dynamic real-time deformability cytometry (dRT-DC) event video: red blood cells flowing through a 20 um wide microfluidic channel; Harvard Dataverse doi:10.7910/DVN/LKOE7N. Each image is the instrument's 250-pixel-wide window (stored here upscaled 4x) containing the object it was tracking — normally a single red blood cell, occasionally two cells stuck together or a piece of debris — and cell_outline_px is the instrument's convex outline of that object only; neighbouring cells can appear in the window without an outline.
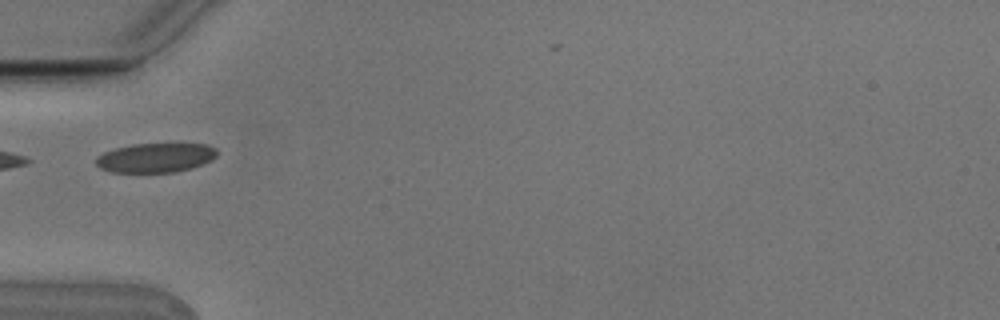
{"species": "Egyptian fruit bat (a non-hibernating species)", "species_latin": "Rousettus aegyptiacus", "temperature_condition": "cold", "stored_images_in_passage": 5, "camera_frame_rate_fps": 3000, "um_per_image_px": 0.085, "animal": {"sex": "male"}, "frame": {"image": 1, "passage_image": 2, "time_ms": 0.333, "image_size_px": [1000, 320], "cell_outline_px": [[216, 156], [212, 160], [192, 168], [176, 172], [112, 172], [100, 168], [96, 164], [96, 156], [104, 152], [116, 148], [132, 144], [208, 144], [216, 148]], "centroid_in_image_um": [13.23, 13.41], "position_along_channel_um": 71.8, "area_um2": 20.69}}
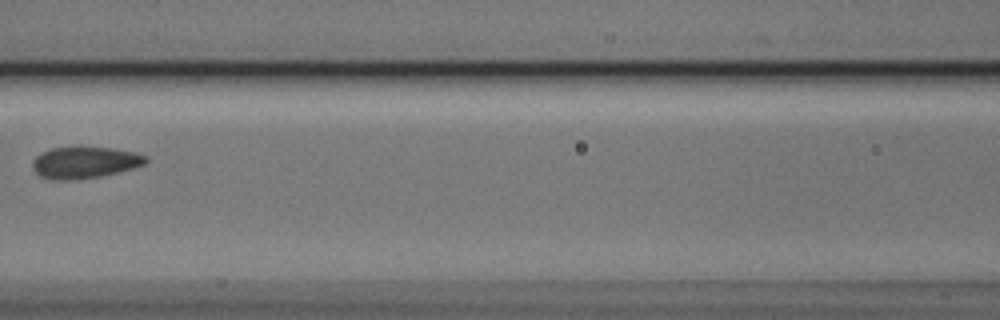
{"frame": {"image": 2, "passage_image": 4, "time_ms": 1.0, "image_size_px": [1000, 320], "cell_outline_px": [[148, 160], [144, 164], [132, 168], [100, 176], [76, 180], [52, 180], [40, 176], [32, 168], [32, 160], [36, 156], [52, 148], [80, 144], [112, 148], [136, 152], [148, 156]], "centroid_in_image_um": [7.19, 13.77], "position_along_channel_um": 159.4, "area_um2": 21.5}}
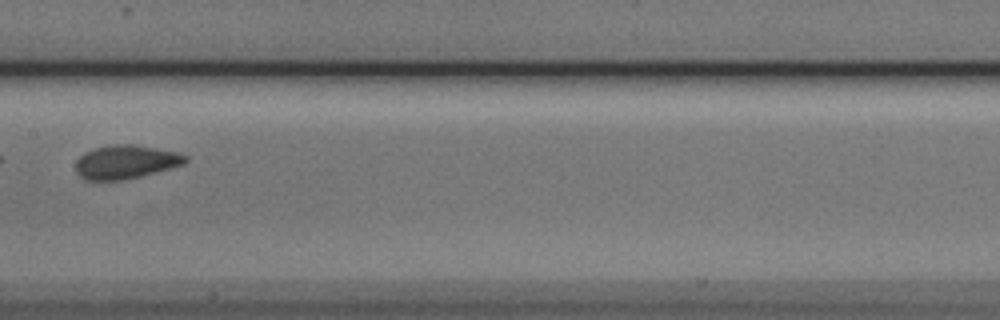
{"frame": {"image": 3, "passage_image": 5, "time_ms": 1.333, "image_size_px": [1000, 320], "cell_outline_px": [[188, 160], [184, 164], [140, 176], [120, 180], [88, 180], [80, 176], [76, 172], [76, 160], [84, 152], [96, 148], [112, 144], [132, 144], [180, 152], [188, 156]], "centroid_in_image_um": [10.7, 13.75], "position_along_channel_um": 196.7, "area_um2": 21.44}}